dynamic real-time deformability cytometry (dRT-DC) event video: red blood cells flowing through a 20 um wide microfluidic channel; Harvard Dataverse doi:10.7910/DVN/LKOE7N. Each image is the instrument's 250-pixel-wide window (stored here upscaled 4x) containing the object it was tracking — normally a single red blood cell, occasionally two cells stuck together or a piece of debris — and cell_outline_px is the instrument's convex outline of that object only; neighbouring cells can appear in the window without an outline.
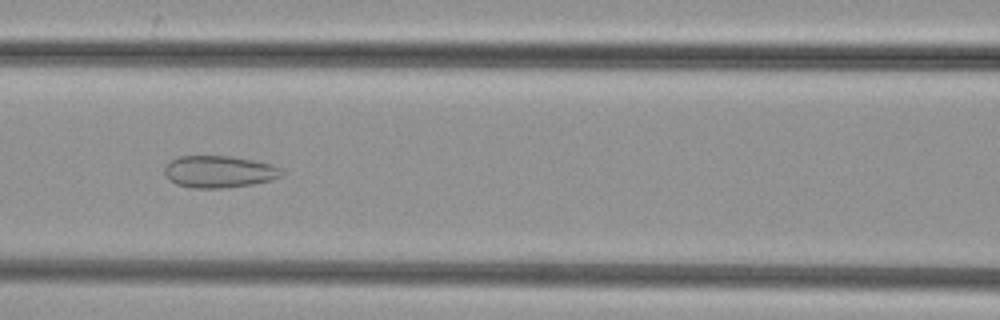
{"species": "common noctule bat (a hibernating species)", "species_latin": "Nyctalus noctula", "temperature_condition": "cold", "stored_images_in_passage": 37, "camera_frame_rate_fps": 3000, "um_per_image_px": 0.085, "animal": {"sex": "female", "body_mass_g": 29.2, "forearm_length_mm": 56.3}, "frame": {"image": 1, "passage_image": 13, "time_ms": 4.0, "image_size_px": [1000, 320], "cell_outline_px": [[284, 172], [280, 176], [272, 180], [252, 184], [224, 188], [192, 188], [176, 184], [168, 180], [164, 172], [164, 168], [176, 156], [232, 156], [272, 164], [284, 168]], "centroid_in_image_um": [18.63, 14.59], "position_along_channel_um": 148.0, "area_um2": 22.02}}
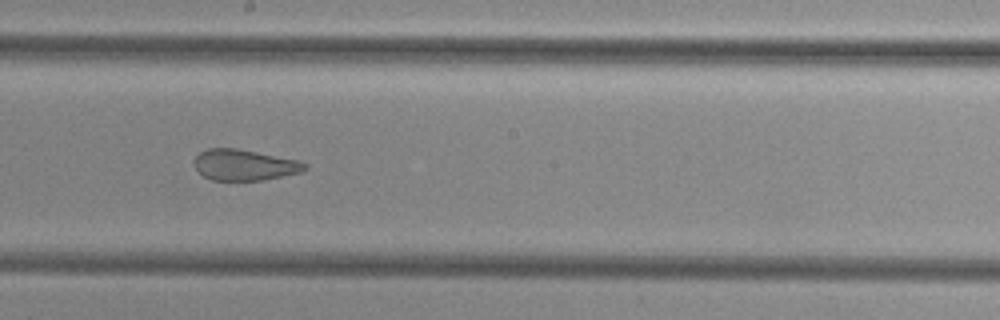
{"frame": {"image": 2, "passage_image": 19, "time_ms": 6.0, "image_size_px": [1000, 320], "cell_outline_px": [[308, 168], [300, 172], [264, 180], [212, 180], [204, 176], [196, 168], [192, 160], [200, 152], [208, 148], [236, 148], [300, 160], [308, 164]], "centroid_in_image_um": [20.79, 14.01], "position_along_channel_um": 227.4, "area_um2": 20.0}}
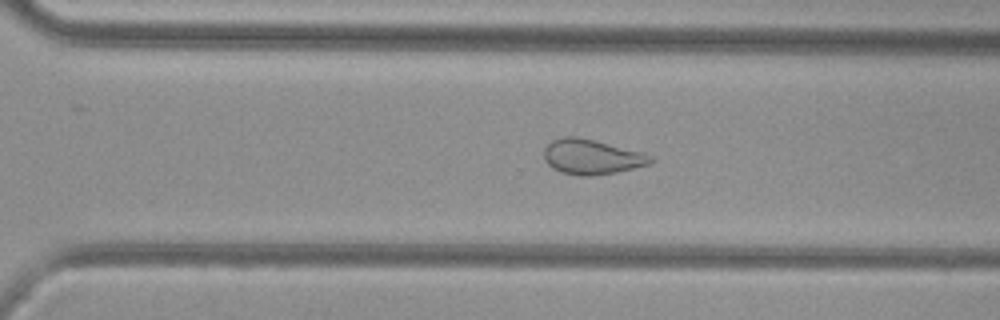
{"frame": {"image": 3, "passage_image": 26, "time_ms": 8.333, "image_size_px": [1000, 320], "cell_outline_px": [[656, 160], [648, 164], [616, 172], [592, 176], [580, 176], [560, 172], [552, 168], [544, 160], [544, 148], [552, 140], [564, 136], [576, 136], [644, 152], [652, 156]], "centroid_in_image_um": [50.28, 13.33], "position_along_channel_um": 320.3, "area_um2": 21.79}}